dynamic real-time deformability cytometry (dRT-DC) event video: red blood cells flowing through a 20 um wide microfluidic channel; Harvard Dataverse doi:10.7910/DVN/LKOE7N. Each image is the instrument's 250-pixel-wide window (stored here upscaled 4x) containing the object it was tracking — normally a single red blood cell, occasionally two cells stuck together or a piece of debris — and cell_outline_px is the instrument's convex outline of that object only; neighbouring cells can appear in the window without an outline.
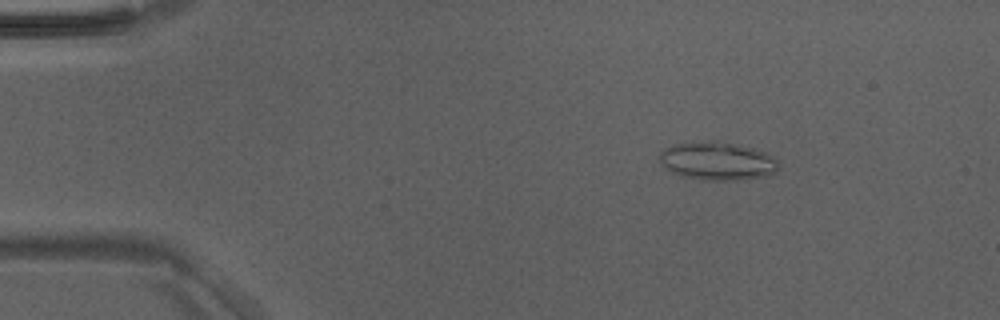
{"species": "Egyptian fruit bat (a non-hibernating species)", "species_latin": "Rousettus aegyptiacus", "temperature_condition": "room temperature", "stored_images_in_passage": 47, "camera_frame_rate_fps": 3000, "um_per_image_px": 0.085, "animal": {"sex": "male"}, "frame": {"image": 1, "passage_image": 6, "time_ms": 1.667, "image_size_px": [1000, 320], "cell_outline_px": [[780, 164], [776, 172], [768, 176], [736, 180], [700, 180], [680, 176], [664, 168], [660, 160], [660, 152], [664, 148], [676, 144], [712, 140], [716, 140], [736, 144], [752, 148], [764, 152], [772, 156]], "centroid_in_image_um": [60.97, 13.7], "position_along_channel_um": 24.0, "area_um2": 26.7}}
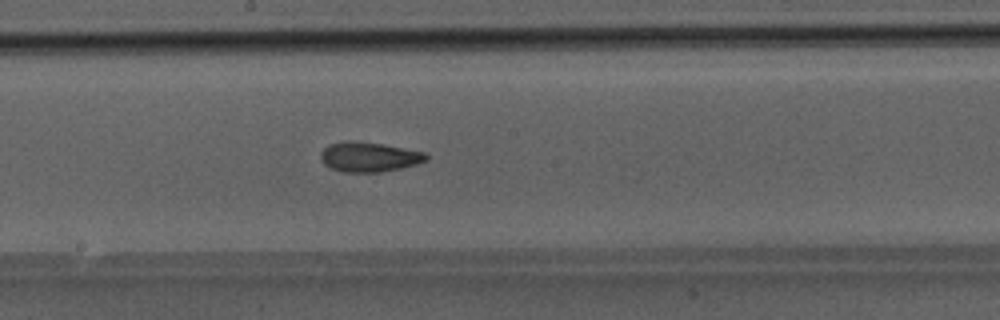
{"frame": {"image": 2, "passage_image": 25, "time_ms": 8.0, "image_size_px": [1000, 320], "cell_outline_px": [[428, 160], [416, 164], [400, 168], [380, 172], [344, 172], [328, 168], [320, 160], [320, 152], [328, 144], [344, 140], [352, 140], [380, 144], [424, 152], [428, 156]], "centroid_in_image_um": [31.3, 13.34], "position_along_channel_um": 216.9, "area_um2": 18.38}}
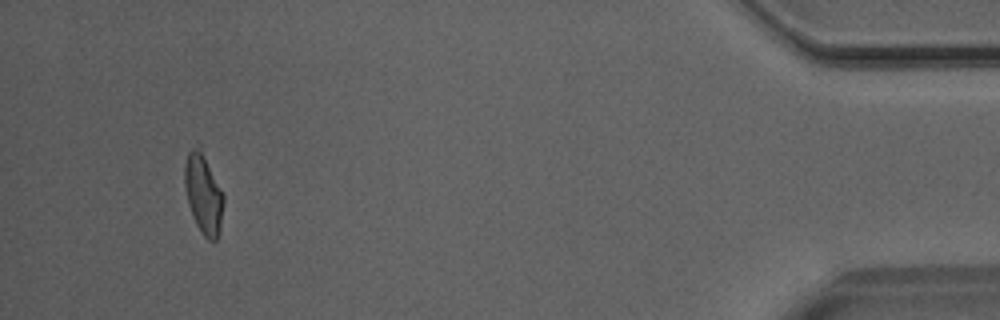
{"frame": {"image": 3, "passage_image": 44, "time_ms": 14.333, "image_size_px": [1000, 320], "cell_outline_px": [[224, 200], [220, 228], [216, 240], [208, 240], [204, 236], [196, 224], [188, 204], [184, 188], [184, 164], [188, 152], [192, 148], [200, 152], [224, 192]], "centroid_in_image_um": [17.28, 16.55], "position_along_channel_um": 417.9, "area_um2": 17.63}}